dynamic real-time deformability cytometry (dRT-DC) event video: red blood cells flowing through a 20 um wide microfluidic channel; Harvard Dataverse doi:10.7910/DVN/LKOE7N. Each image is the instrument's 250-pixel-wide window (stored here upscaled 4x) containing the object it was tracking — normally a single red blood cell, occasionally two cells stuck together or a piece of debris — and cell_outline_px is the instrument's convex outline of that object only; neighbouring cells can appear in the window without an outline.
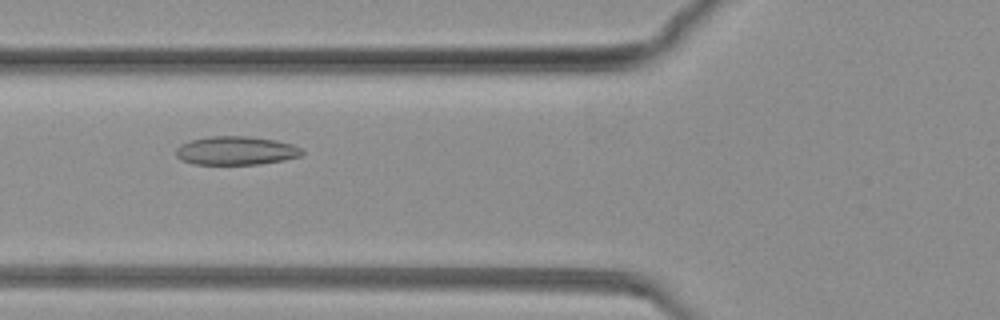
{"species": "common noctule bat (a hibernating species)", "species_latin": "Nyctalus noctula", "temperature_condition": "warm", "stored_images_in_passage": 77, "camera_frame_rate_fps": 3000, "um_per_image_px": 0.085, "animal": {"sex": "female", "body_mass_g": 19.3, "forearm_length_mm": 54.1}, "frame": {"image": 1, "passage_image": 26, "time_ms": 8.333, "image_size_px": [1000, 320], "cell_outline_px": [[304, 152], [300, 156], [284, 160], [256, 164], [192, 164], [180, 160], [176, 156], [176, 148], [180, 144], [192, 140], [208, 136], [248, 136], [276, 140], [292, 144], [300, 148]], "centroid_in_image_um": [20.03, 12.8], "position_along_channel_um": 105.8, "area_um2": 21.04}}
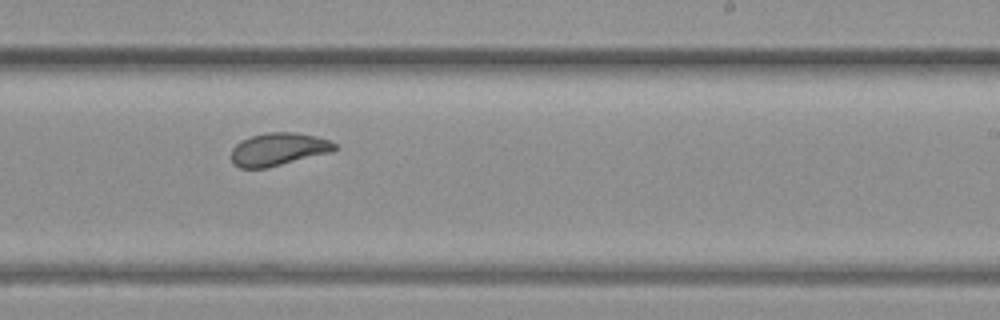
{"frame": {"image": 2, "passage_image": 45, "time_ms": 14.667, "image_size_px": [1000, 320], "cell_outline_px": [[336, 148], [332, 152], [268, 168], [240, 168], [232, 164], [232, 148], [240, 140], [252, 136], [268, 132], [292, 132], [316, 136], [328, 140], [336, 144]], "centroid_in_image_um": [23.65, 12.7], "position_along_channel_um": 265.4, "area_um2": 19.83}}
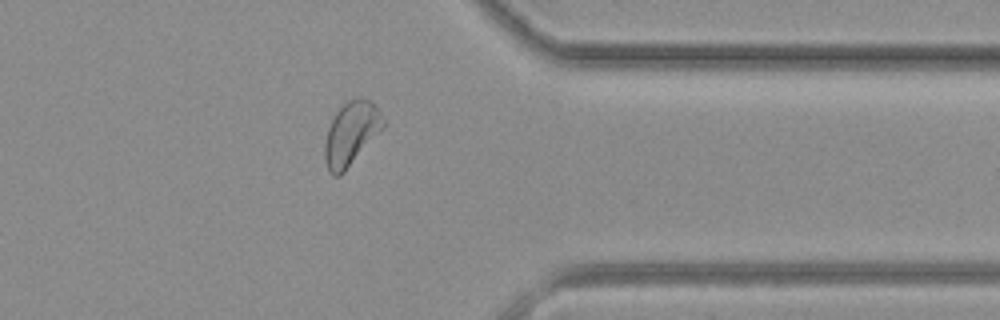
{"frame": {"image": 3, "passage_image": 60, "time_ms": 19.667, "image_size_px": [1000, 320], "cell_outline_px": [[384, 128], [344, 172], [340, 176], [332, 176], [328, 172], [324, 160], [324, 144], [328, 128], [336, 112], [348, 100], [368, 100], [380, 112], [384, 120]], "centroid_in_image_um": [29.81, 11.42], "position_along_channel_um": 381.6, "area_um2": 21.33}}